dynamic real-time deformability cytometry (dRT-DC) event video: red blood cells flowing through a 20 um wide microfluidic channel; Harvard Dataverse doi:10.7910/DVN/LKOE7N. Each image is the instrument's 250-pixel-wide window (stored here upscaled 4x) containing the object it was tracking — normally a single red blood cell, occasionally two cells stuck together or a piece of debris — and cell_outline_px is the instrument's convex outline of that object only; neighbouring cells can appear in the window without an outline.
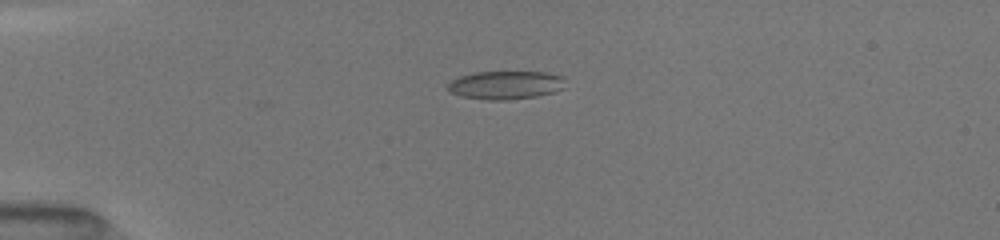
{"species": "common noctule bat (a hibernating species)", "species_latin": "Nyctalus noctula", "temperature_condition": "room temperature", "stored_images_in_passage": 36, "camera_frame_rate_fps": 3000, "um_per_image_px": 0.085, "animal": {"sex": "female", "body_mass_g": 19.5, "forearm_length_mm": 54.1}, "frame": {"image": 1, "passage_image": 1, "time_ms": 0.0, "image_size_px": [1000, 240], "cell_outline_px": [[564, 88], [552, 92], [536, 96], [504, 100], [488, 100], [460, 96], [448, 92], [448, 84], [452, 80], [460, 76], [476, 72], [548, 72], [564, 76]], "centroid_in_image_um": [42.97, 7.22], "position_along_channel_um": 42.0, "area_um2": 19.42}}
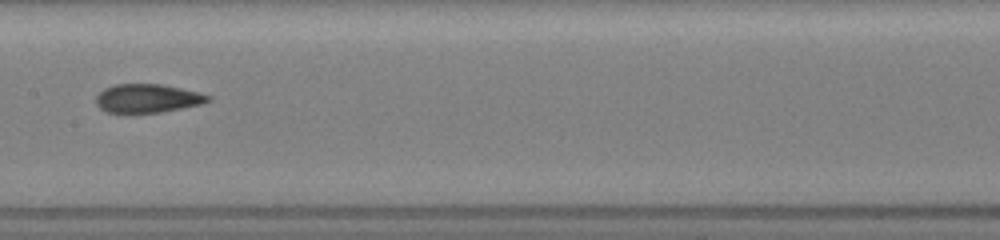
{"frame": {"image": 2, "passage_image": 14, "time_ms": 4.667, "image_size_px": [1000, 240], "cell_outline_px": [[212, 100], [204, 104], [160, 112], [108, 112], [100, 108], [96, 104], [96, 96], [104, 88], [112, 84], [164, 84], [212, 96]], "centroid_in_image_um": [12.56, 8.35], "position_along_channel_um": 194.8, "area_um2": 18.67}}
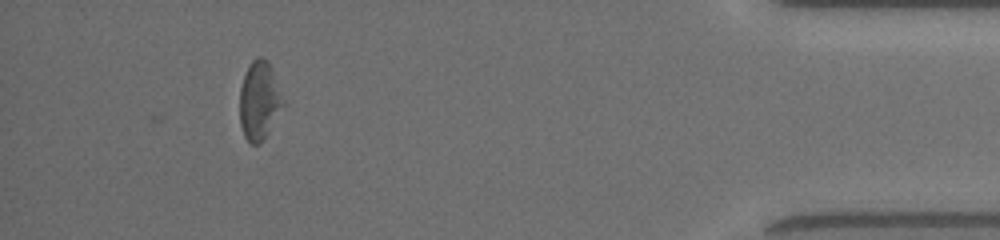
{"frame": {"image": 3, "passage_image": 32, "time_ms": 11.333, "image_size_px": [1000, 240], "cell_outline_px": [[284, 104], [264, 140], [260, 144], [252, 144], [244, 136], [240, 124], [240, 88], [244, 76], [252, 60], [260, 56], [264, 56], [268, 60], [272, 68]], "centroid_in_image_um": [22.03, 8.55], "position_along_channel_um": 413.2, "area_um2": 19.65}, "authors_computed_cell_mechanics": {"area_um2": 19.074, "velocity_mm_per_s": 4.0537, "shape_relaxation_time_tau1_ms": 6.2001, "shape_relaxation_time_tau2_ms": 1.9375, "deformation_change_tau1": 0.1755, "deformation_change_tau2": 0.0851}}